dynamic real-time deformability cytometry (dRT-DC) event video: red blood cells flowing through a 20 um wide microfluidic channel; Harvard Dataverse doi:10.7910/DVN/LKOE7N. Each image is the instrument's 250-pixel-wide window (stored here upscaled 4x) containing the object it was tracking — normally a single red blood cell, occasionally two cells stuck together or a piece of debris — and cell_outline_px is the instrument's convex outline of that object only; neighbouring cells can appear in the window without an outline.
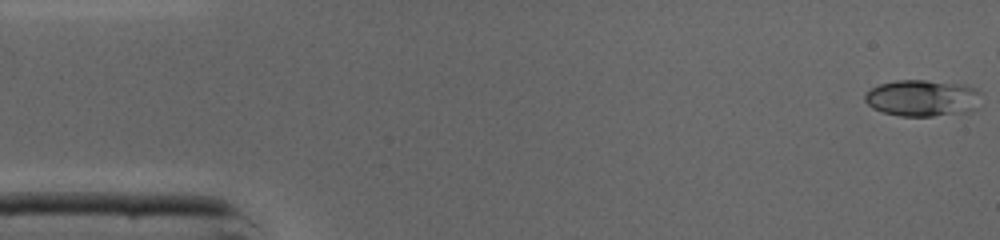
{"species": "common noctule bat (a hibernating species)", "species_latin": "Nyctalus noctula", "temperature_condition": "cold", "stored_images_in_passage": 37, "camera_frame_rate_fps": 3000, "um_per_image_px": 0.085, "animal": {"sex": "male", "body_mass_g": 19.0, "forearm_length_mm": 50.8}, "frame": {"image": 1, "passage_image": 1, "time_ms": 0.0, "image_size_px": [1000, 240], "cell_outline_px": [[980, 92], [976, 108], [972, 112], [932, 116], [900, 116], [884, 112], [872, 108], [864, 100], [864, 96], [872, 88], [880, 84], [896, 80], [924, 80], [960, 84], [976, 88]], "centroid_in_image_um": [78.41, 8.34], "position_along_channel_um": 6.6, "area_um2": 24.74}}
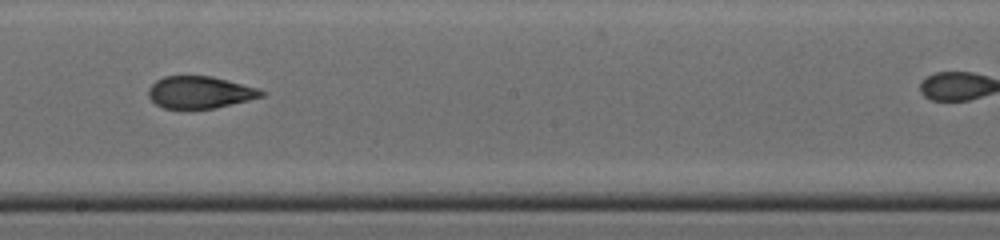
{"frame": {"image": 2, "passage_image": 25, "time_ms": 8.0, "image_size_px": [1000, 240], "cell_outline_px": [[264, 96], [216, 108], [164, 108], [156, 104], [148, 96], [148, 88], [156, 80], [164, 76], [212, 76], [260, 88], [264, 92]], "centroid_in_image_um": [17.0, 7.83], "position_along_channel_um": 231.2, "area_um2": 21.1}}
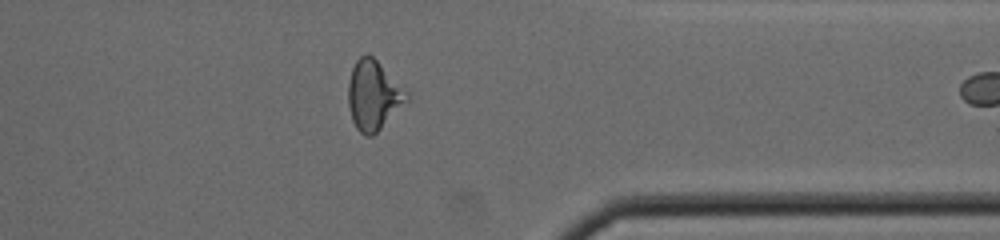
{"frame": {"image": 3, "passage_image": 36, "time_ms": 11.667, "image_size_px": [1000, 240], "cell_outline_px": [[408, 100], [372, 136], [364, 136], [356, 128], [352, 120], [348, 104], [348, 84], [352, 68], [356, 60], [360, 56], [368, 52], [408, 92]], "centroid_in_image_um": [31.71, 8.09], "position_along_channel_um": 379.7, "area_um2": 23.35}}